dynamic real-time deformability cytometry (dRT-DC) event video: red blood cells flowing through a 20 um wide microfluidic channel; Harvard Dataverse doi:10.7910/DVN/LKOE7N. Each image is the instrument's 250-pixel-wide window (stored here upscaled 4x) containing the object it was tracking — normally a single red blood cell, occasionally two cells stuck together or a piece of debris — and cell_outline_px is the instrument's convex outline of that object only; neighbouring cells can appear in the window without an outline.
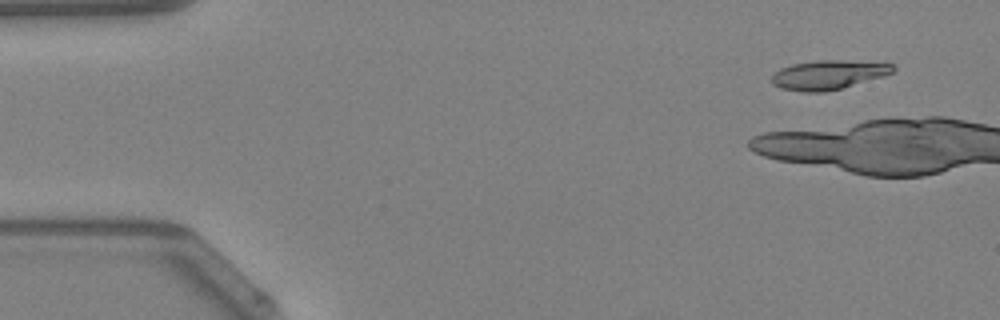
{"species": "Egyptian fruit bat (a non-hibernating species)", "species_latin": "Rousettus aegyptiacus", "temperature_condition": "warm", "stored_images_in_passage": 6, "camera_frame_rate_fps": 3000, "um_per_image_px": 0.085, "animal": {"sex": "female"}, "frame": {"image": 1, "passage_image": 2, "time_ms": 0.333, "image_size_px": [1000, 320], "cell_outline_px": [[896, 68], [892, 72], [884, 76], [840, 88], [824, 92], [804, 92], [780, 88], [772, 84], [772, 76], [780, 68], [792, 64], [812, 60], [844, 60], [892, 64]], "centroid_in_image_um": [70.37, 6.35], "position_along_channel_um": 14.6, "area_um2": 20.52}}